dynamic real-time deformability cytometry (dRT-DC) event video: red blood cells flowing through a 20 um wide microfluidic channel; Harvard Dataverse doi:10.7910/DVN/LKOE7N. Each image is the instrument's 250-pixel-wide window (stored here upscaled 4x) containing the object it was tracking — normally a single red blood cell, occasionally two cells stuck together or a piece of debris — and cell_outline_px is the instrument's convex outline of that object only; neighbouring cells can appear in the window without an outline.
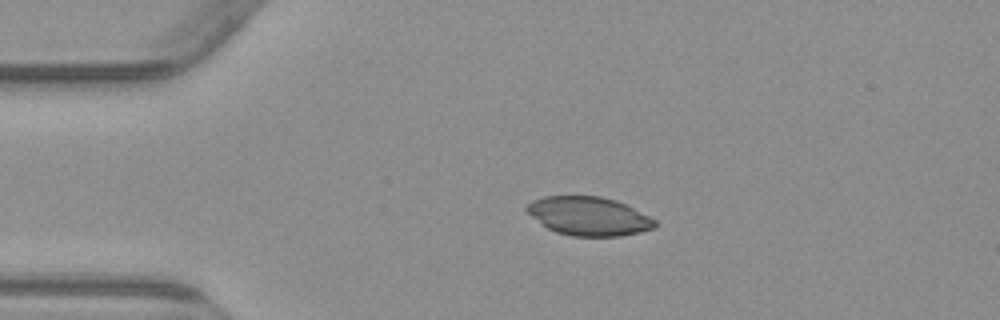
{"species": "common noctule bat (a hibernating species)", "species_latin": "Nyctalus noctula", "temperature_condition": "warm", "stored_images_in_passage": 1, "camera_frame_rate_fps": 3000, "um_per_image_px": 0.085, "animal": {"sex": "male", "body_mass_g": 23.1, "forearm_length_mm": 52.7}, "frame": {"image": 1, "passage_image": 1, "time_ms": 0.0, "image_size_px": [1000, 320], "cell_outline_px": [[660, 224], [656, 228], [640, 232], [620, 236], [572, 236], [556, 232], [548, 228], [532, 216], [524, 208], [532, 200], [544, 196], [600, 196], [616, 200], [656, 220]], "centroid_in_image_um": [50.07, 18.37], "position_along_channel_um": 34.9, "area_um2": 28.78}}